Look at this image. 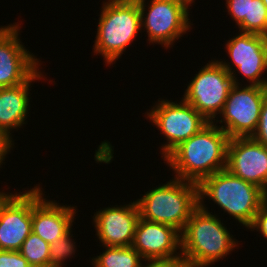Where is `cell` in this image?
<instances>
[{"label": "cell", "instance_id": "cell-6", "mask_svg": "<svg viewBox=\"0 0 267 267\" xmlns=\"http://www.w3.org/2000/svg\"><path fill=\"white\" fill-rule=\"evenodd\" d=\"M146 112L150 120L165 137L167 143L161 147L163 159L180 143L200 132L210 122L192 105L183 99L177 103L172 100L161 99Z\"/></svg>", "mask_w": 267, "mask_h": 267}, {"label": "cell", "instance_id": "cell-28", "mask_svg": "<svg viewBox=\"0 0 267 267\" xmlns=\"http://www.w3.org/2000/svg\"><path fill=\"white\" fill-rule=\"evenodd\" d=\"M7 192H2L0 191V213H1V210L3 208V205L14 195L12 193H7Z\"/></svg>", "mask_w": 267, "mask_h": 267}, {"label": "cell", "instance_id": "cell-15", "mask_svg": "<svg viewBox=\"0 0 267 267\" xmlns=\"http://www.w3.org/2000/svg\"><path fill=\"white\" fill-rule=\"evenodd\" d=\"M38 185L32 188V232L51 244L72 228L77 209L47 200Z\"/></svg>", "mask_w": 267, "mask_h": 267}, {"label": "cell", "instance_id": "cell-17", "mask_svg": "<svg viewBox=\"0 0 267 267\" xmlns=\"http://www.w3.org/2000/svg\"><path fill=\"white\" fill-rule=\"evenodd\" d=\"M42 72L38 69L25 83L0 88V129L9 136L14 129L21 128L26 124L25 120L29 114V94L31 83L35 80L44 79Z\"/></svg>", "mask_w": 267, "mask_h": 267}, {"label": "cell", "instance_id": "cell-11", "mask_svg": "<svg viewBox=\"0 0 267 267\" xmlns=\"http://www.w3.org/2000/svg\"><path fill=\"white\" fill-rule=\"evenodd\" d=\"M21 24L0 26V88L25 83L39 68L38 58L20 40Z\"/></svg>", "mask_w": 267, "mask_h": 267}, {"label": "cell", "instance_id": "cell-1", "mask_svg": "<svg viewBox=\"0 0 267 267\" xmlns=\"http://www.w3.org/2000/svg\"><path fill=\"white\" fill-rule=\"evenodd\" d=\"M229 139L218 125L210 122L163 160L174 171L175 178L199 184L204 178L226 169Z\"/></svg>", "mask_w": 267, "mask_h": 267}, {"label": "cell", "instance_id": "cell-8", "mask_svg": "<svg viewBox=\"0 0 267 267\" xmlns=\"http://www.w3.org/2000/svg\"><path fill=\"white\" fill-rule=\"evenodd\" d=\"M208 62L190 81L182 99L214 122L216 115H221L234 83L231 74L216 59Z\"/></svg>", "mask_w": 267, "mask_h": 267}, {"label": "cell", "instance_id": "cell-25", "mask_svg": "<svg viewBox=\"0 0 267 267\" xmlns=\"http://www.w3.org/2000/svg\"><path fill=\"white\" fill-rule=\"evenodd\" d=\"M248 229H251V231L252 229L253 231H259L265 240H267V202L260 207L258 213L255 215L253 223Z\"/></svg>", "mask_w": 267, "mask_h": 267}, {"label": "cell", "instance_id": "cell-22", "mask_svg": "<svg viewBox=\"0 0 267 267\" xmlns=\"http://www.w3.org/2000/svg\"><path fill=\"white\" fill-rule=\"evenodd\" d=\"M228 14L231 15L235 25H239L244 18H248L249 0H226Z\"/></svg>", "mask_w": 267, "mask_h": 267}, {"label": "cell", "instance_id": "cell-10", "mask_svg": "<svg viewBox=\"0 0 267 267\" xmlns=\"http://www.w3.org/2000/svg\"><path fill=\"white\" fill-rule=\"evenodd\" d=\"M225 44L232 64L217 61L231 74L233 83L240 85L235 72L238 71L249 82L248 85L267 87V78L264 76L267 72V36L240 32Z\"/></svg>", "mask_w": 267, "mask_h": 267}, {"label": "cell", "instance_id": "cell-29", "mask_svg": "<svg viewBox=\"0 0 267 267\" xmlns=\"http://www.w3.org/2000/svg\"><path fill=\"white\" fill-rule=\"evenodd\" d=\"M179 1L185 3V4L188 5V6H189V5L192 6L191 4L195 2L194 0H179Z\"/></svg>", "mask_w": 267, "mask_h": 267}, {"label": "cell", "instance_id": "cell-19", "mask_svg": "<svg viewBox=\"0 0 267 267\" xmlns=\"http://www.w3.org/2000/svg\"><path fill=\"white\" fill-rule=\"evenodd\" d=\"M32 267H50V244L31 232L19 250Z\"/></svg>", "mask_w": 267, "mask_h": 267}, {"label": "cell", "instance_id": "cell-13", "mask_svg": "<svg viewBox=\"0 0 267 267\" xmlns=\"http://www.w3.org/2000/svg\"><path fill=\"white\" fill-rule=\"evenodd\" d=\"M139 218L136 201L97 211L93 216V224L102 246H132Z\"/></svg>", "mask_w": 267, "mask_h": 267}, {"label": "cell", "instance_id": "cell-4", "mask_svg": "<svg viewBox=\"0 0 267 267\" xmlns=\"http://www.w3.org/2000/svg\"><path fill=\"white\" fill-rule=\"evenodd\" d=\"M198 187L199 202L206 198L212 200L246 228L266 202V193L261 188L236 177L227 169L204 178Z\"/></svg>", "mask_w": 267, "mask_h": 267}, {"label": "cell", "instance_id": "cell-14", "mask_svg": "<svg viewBox=\"0 0 267 267\" xmlns=\"http://www.w3.org/2000/svg\"><path fill=\"white\" fill-rule=\"evenodd\" d=\"M132 247L145 262L170 260L181 255V235L174 227L139 218ZM179 250V252H177Z\"/></svg>", "mask_w": 267, "mask_h": 267}, {"label": "cell", "instance_id": "cell-9", "mask_svg": "<svg viewBox=\"0 0 267 267\" xmlns=\"http://www.w3.org/2000/svg\"><path fill=\"white\" fill-rule=\"evenodd\" d=\"M267 97V87L258 85L234 84L225 101L223 117L219 122L220 127L230 138L251 137L257 128L260 119L261 106Z\"/></svg>", "mask_w": 267, "mask_h": 267}, {"label": "cell", "instance_id": "cell-26", "mask_svg": "<svg viewBox=\"0 0 267 267\" xmlns=\"http://www.w3.org/2000/svg\"><path fill=\"white\" fill-rule=\"evenodd\" d=\"M143 267H192L182 256L170 260L144 262Z\"/></svg>", "mask_w": 267, "mask_h": 267}, {"label": "cell", "instance_id": "cell-23", "mask_svg": "<svg viewBox=\"0 0 267 267\" xmlns=\"http://www.w3.org/2000/svg\"><path fill=\"white\" fill-rule=\"evenodd\" d=\"M0 267H32L20 251L0 250Z\"/></svg>", "mask_w": 267, "mask_h": 267}, {"label": "cell", "instance_id": "cell-20", "mask_svg": "<svg viewBox=\"0 0 267 267\" xmlns=\"http://www.w3.org/2000/svg\"><path fill=\"white\" fill-rule=\"evenodd\" d=\"M239 32L267 36V8L262 0H249L248 18L238 25Z\"/></svg>", "mask_w": 267, "mask_h": 267}, {"label": "cell", "instance_id": "cell-27", "mask_svg": "<svg viewBox=\"0 0 267 267\" xmlns=\"http://www.w3.org/2000/svg\"><path fill=\"white\" fill-rule=\"evenodd\" d=\"M13 137L9 136L5 131L0 129V167L3 161H5V156L13 150L14 145ZM13 145V146H12Z\"/></svg>", "mask_w": 267, "mask_h": 267}, {"label": "cell", "instance_id": "cell-30", "mask_svg": "<svg viewBox=\"0 0 267 267\" xmlns=\"http://www.w3.org/2000/svg\"><path fill=\"white\" fill-rule=\"evenodd\" d=\"M262 1H263L264 5H265L266 8H267V0H262Z\"/></svg>", "mask_w": 267, "mask_h": 267}, {"label": "cell", "instance_id": "cell-7", "mask_svg": "<svg viewBox=\"0 0 267 267\" xmlns=\"http://www.w3.org/2000/svg\"><path fill=\"white\" fill-rule=\"evenodd\" d=\"M136 1L141 14V30L143 27L146 30L149 44H161L168 49L193 25L189 18V6L179 0Z\"/></svg>", "mask_w": 267, "mask_h": 267}, {"label": "cell", "instance_id": "cell-18", "mask_svg": "<svg viewBox=\"0 0 267 267\" xmlns=\"http://www.w3.org/2000/svg\"><path fill=\"white\" fill-rule=\"evenodd\" d=\"M106 250L92 258L93 267H143L144 260L132 247L103 246Z\"/></svg>", "mask_w": 267, "mask_h": 267}, {"label": "cell", "instance_id": "cell-21", "mask_svg": "<svg viewBox=\"0 0 267 267\" xmlns=\"http://www.w3.org/2000/svg\"><path fill=\"white\" fill-rule=\"evenodd\" d=\"M72 228L62 237L50 244V267H62L66 259L72 257L77 249L76 242L71 239Z\"/></svg>", "mask_w": 267, "mask_h": 267}, {"label": "cell", "instance_id": "cell-3", "mask_svg": "<svg viewBox=\"0 0 267 267\" xmlns=\"http://www.w3.org/2000/svg\"><path fill=\"white\" fill-rule=\"evenodd\" d=\"M140 218L174 227L180 233L199 207L197 183L173 178L136 200Z\"/></svg>", "mask_w": 267, "mask_h": 267}, {"label": "cell", "instance_id": "cell-16", "mask_svg": "<svg viewBox=\"0 0 267 267\" xmlns=\"http://www.w3.org/2000/svg\"><path fill=\"white\" fill-rule=\"evenodd\" d=\"M32 232V188L16 193L0 213V250L19 251Z\"/></svg>", "mask_w": 267, "mask_h": 267}, {"label": "cell", "instance_id": "cell-5", "mask_svg": "<svg viewBox=\"0 0 267 267\" xmlns=\"http://www.w3.org/2000/svg\"><path fill=\"white\" fill-rule=\"evenodd\" d=\"M101 11L93 52L111 65L142 32L141 14L136 0H108Z\"/></svg>", "mask_w": 267, "mask_h": 267}, {"label": "cell", "instance_id": "cell-12", "mask_svg": "<svg viewBox=\"0 0 267 267\" xmlns=\"http://www.w3.org/2000/svg\"><path fill=\"white\" fill-rule=\"evenodd\" d=\"M226 169L267 193V147L252 137L229 139Z\"/></svg>", "mask_w": 267, "mask_h": 267}, {"label": "cell", "instance_id": "cell-2", "mask_svg": "<svg viewBox=\"0 0 267 267\" xmlns=\"http://www.w3.org/2000/svg\"><path fill=\"white\" fill-rule=\"evenodd\" d=\"M204 202L192 213L181 235V255L192 267H209L227 257L238 242L221 218L211 214Z\"/></svg>", "mask_w": 267, "mask_h": 267}, {"label": "cell", "instance_id": "cell-24", "mask_svg": "<svg viewBox=\"0 0 267 267\" xmlns=\"http://www.w3.org/2000/svg\"><path fill=\"white\" fill-rule=\"evenodd\" d=\"M251 137L267 147V97L262 103L260 119L255 133Z\"/></svg>", "mask_w": 267, "mask_h": 267}]
</instances>
